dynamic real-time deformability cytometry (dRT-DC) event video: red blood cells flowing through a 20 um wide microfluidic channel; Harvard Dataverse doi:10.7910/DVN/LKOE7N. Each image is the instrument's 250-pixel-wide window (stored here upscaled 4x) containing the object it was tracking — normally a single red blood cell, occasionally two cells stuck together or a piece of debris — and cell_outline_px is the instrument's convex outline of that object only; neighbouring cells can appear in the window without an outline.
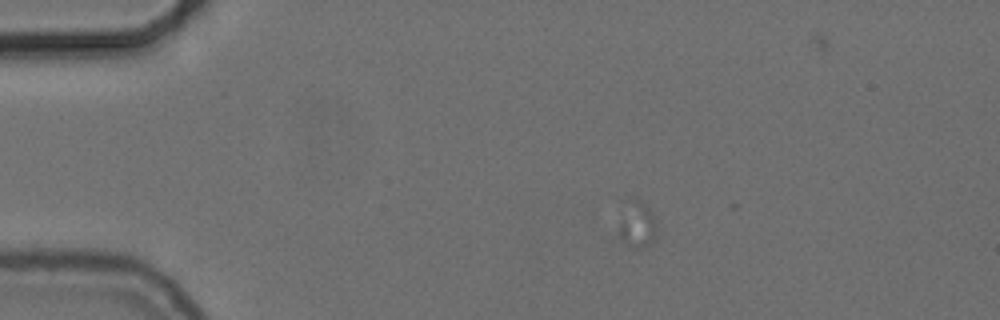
{"species": "common noctule bat (a hibernating species)", "species_latin": "Nyctalus noctula", "temperature_condition": "cold", "stored_images_in_passage": 5, "camera_frame_rate_fps": 3000, "um_per_image_px": 0.085, "animal": {"sex": "female", "body_mass_g": 24.6, "forearm_length_mm": 56.2}, "frame": {"image": 1, "passage_image": 3, "time_ms": 0.667, "image_size_px": [1000, 320], "cell_outline_px": [[656, 236], [652, 244], [644, 248], [636, 248], [628, 244], [616, 236], [616, 232], [632, 196], [640, 200], [648, 208], [656, 220]], "centroid_in_image_um": [54.18, 19.15], "position_along_channel_um": 30.8, "area_um2": 10.17}}